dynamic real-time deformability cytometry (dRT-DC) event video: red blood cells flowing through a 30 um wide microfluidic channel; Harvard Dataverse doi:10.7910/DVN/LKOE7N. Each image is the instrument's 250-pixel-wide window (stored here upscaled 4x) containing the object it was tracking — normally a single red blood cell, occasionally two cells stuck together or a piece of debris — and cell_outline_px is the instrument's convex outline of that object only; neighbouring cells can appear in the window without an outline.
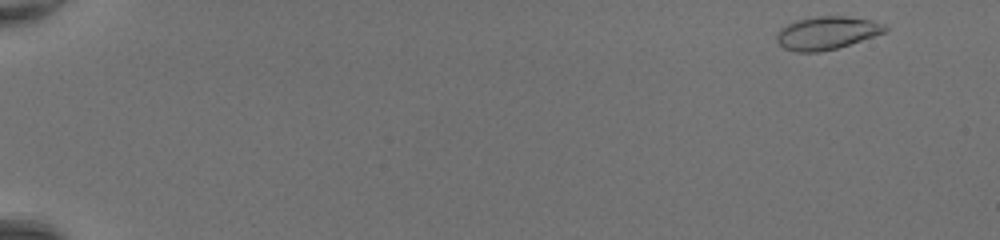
{"species": "common noctule bat (a hibernating species)", "species_latin": "Nyctalus noctula", "temperature_condition": "room temperature", "stored_images_in_passage": 19, "camera_frame_rate_fps": 3000, "um_per_image_px": 0.085, "animal": {"sex": "female", "body_mass_g": 20.0, "forearm_length_mm": 54.0}, "frame": {"image": 1, "passage_image": 1, "time_ms": 0.0, "image_size_px": [1000, 240], "cell_outline_px": [[888, 32], [836, 48], [820, 52], [796, 52], [784, 48], [776, 40], [776, 32], [780, 28], [796, 20], [816, 16], [844, 16], [872, 20], [884, 24], [888, 28]], "centroid_in_image_um": [70.28, 2.8], "position_along_channel_um": 14.7, "area_um2": 20.92}}
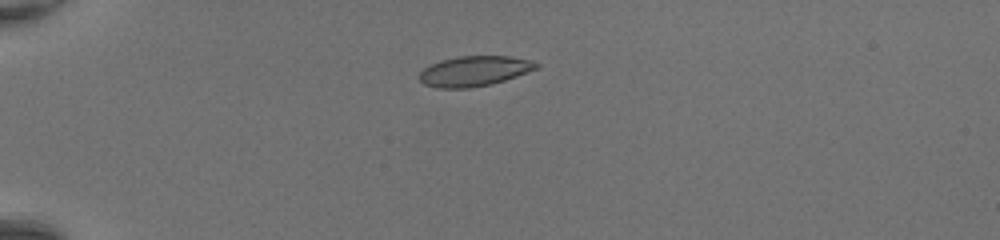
{"frame": {"image": 2, "passage_image": 12, "time_ms": 3.667, "image_size_px": [1000, 240], "cell_outline_px": [[540, 68], [492, 84], [468, 88], [436, 88], [424, 84], [420, 80], [420, 72], [424, 68], [440, 60], [456, 56], [512, 56], [528, 60], [540, 64]], "centroid_in_image_um": [40.32, 6.04], "position_along_channel_um": 44.7, "area_um2": 20.58}}
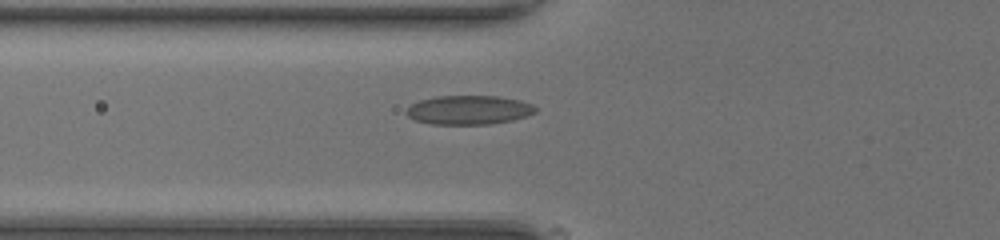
{"frame": {"image": 3, "passage_image": 18, "time_ms": 5.667, "image_size_px": [1000, 240], "cell_outline_px": [[536, 112], [528, 116], [512, 120], [488, 124], [432, 124], [416, 120], [408, 116], [404, 112], [412, 104], [420, 100], [436, 96], [496, 96], [520, 100], [532, 104], [536, 108]], "centroid_in_image_um": [39.86, 9.34], "position_along_channel_um": 85.9, "area_um2": 21.79}}